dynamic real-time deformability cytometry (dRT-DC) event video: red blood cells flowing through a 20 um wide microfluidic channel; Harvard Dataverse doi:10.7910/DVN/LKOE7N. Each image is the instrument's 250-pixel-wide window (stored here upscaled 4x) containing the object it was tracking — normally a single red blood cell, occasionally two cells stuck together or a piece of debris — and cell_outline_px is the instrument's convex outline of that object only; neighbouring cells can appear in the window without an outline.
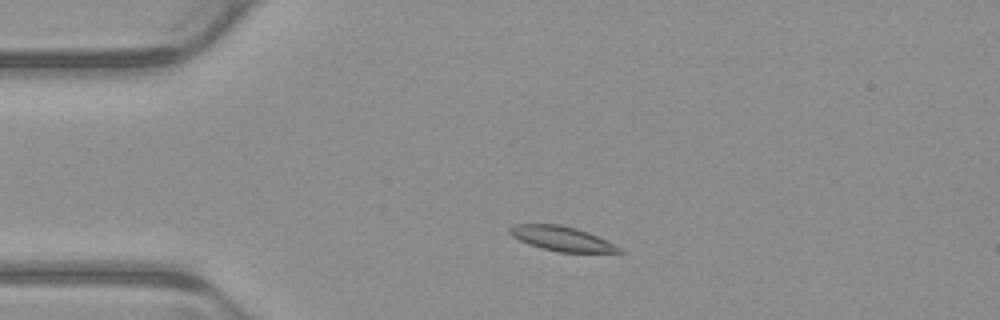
{"species": "common noctule bat (a hibernating species)", "species_latin": "Nyctalus noctula", "temperature_condition": "warm", "stored_images_in_passage": 3, "camera_frame_rate_fps": 3000, "um_per_image_px": 0.085, "animal": {"sex": "male", "body_mass_g": 23.1, "forearm_length_mm": 52.7}, "frame": {"image": 1, "passage_image": 2, "time_ms": 0.333, "image_size_px": [1000, 320], "cell_outline_px": [[624, 252], [560, 252], [540, 248], [528, 244], [512, 236], [508, 232], [508, 228], [512, 224], [560, 224], [576, 228], [588, 232], [620, 248]], "centroid_in_image_um": [47.66, 20.27], "position_along_channel_um": 37.3, "area_um2": 15.49}}